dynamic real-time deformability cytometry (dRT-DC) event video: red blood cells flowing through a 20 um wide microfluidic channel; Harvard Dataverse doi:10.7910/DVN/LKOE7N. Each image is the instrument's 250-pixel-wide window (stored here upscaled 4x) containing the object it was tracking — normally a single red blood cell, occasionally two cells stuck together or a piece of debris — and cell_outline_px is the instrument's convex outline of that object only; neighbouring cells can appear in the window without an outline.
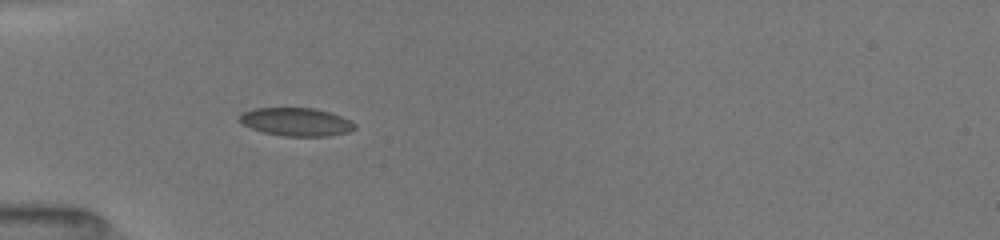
{"species": "common noctule bat (a hibernating species)", "species_latin": "Nyctalus noctula", "temperature_condition": "room temperature", "stored_images_in_passage": 21, "camera_frame_rate_fps": 3000, "um_per_image_px": 0.085, "animal": {"sex": "female", "body_mass_g": 19.5, "forearm_length_mm": 54.1}, "frame": {"image": 1, "passage_image": 1, "time_ms": 0.0, "image_size_px": [1000, 240], "cell_outline_px": [[356, 128], [348, 132], [328, 136], [284, 136], [264, 132], [252, 128], [236, 120], [244, 112], [256, 108], [316, 108], [340, 116], [356, 124]], "centroid_in_image_um": [25.18, 10.36], "position_along_channel_um": 59.8, "area_um2": 18.73}}
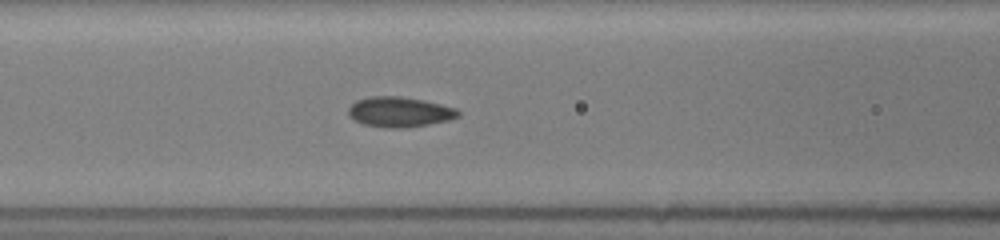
{"frame": {"image": 2, "passage_image": 5, "time_ms": 2.0, "image_size_px": [1000, 240], "cell_outline_px": [[460, 116], [448, 120], [408, 128], [384, 128], [364, 124], [348, 116], [348, 108], [356, 100], [368, 96], [400, 96], [424, 100], [456, 108], [460, 112]], "centroid_in_image_um": [33.95, 9.51], "position_along_channel_um": 132.7, "area_um2": 19.42}}
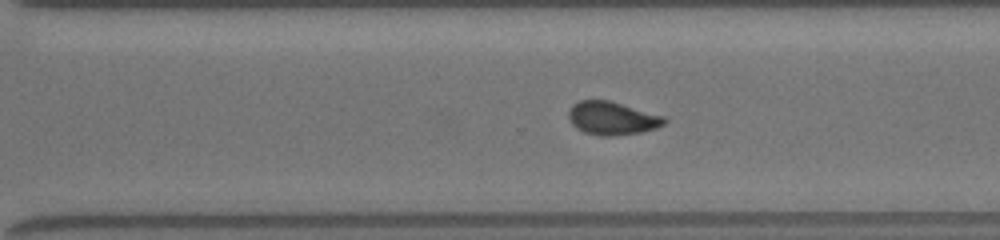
{"frame": {"image": 3, "passage_image": 17, "time_ms": 6.667, "image_size_px": [1000, 240], "cell_outline_px": [[668, 120], [664, 124], [656, 128], [640, 132], [612, 136], [600, 136], [584, 132], [576, 128], [572, 124], [568, 116], [568, 112], [572, 104], [580, 100], [608, 100], [664, 116]], "centroid_in_image_um": [52.01, 10.05], "position_along_channel_um": 318.6, "area_um2": 18.5}}